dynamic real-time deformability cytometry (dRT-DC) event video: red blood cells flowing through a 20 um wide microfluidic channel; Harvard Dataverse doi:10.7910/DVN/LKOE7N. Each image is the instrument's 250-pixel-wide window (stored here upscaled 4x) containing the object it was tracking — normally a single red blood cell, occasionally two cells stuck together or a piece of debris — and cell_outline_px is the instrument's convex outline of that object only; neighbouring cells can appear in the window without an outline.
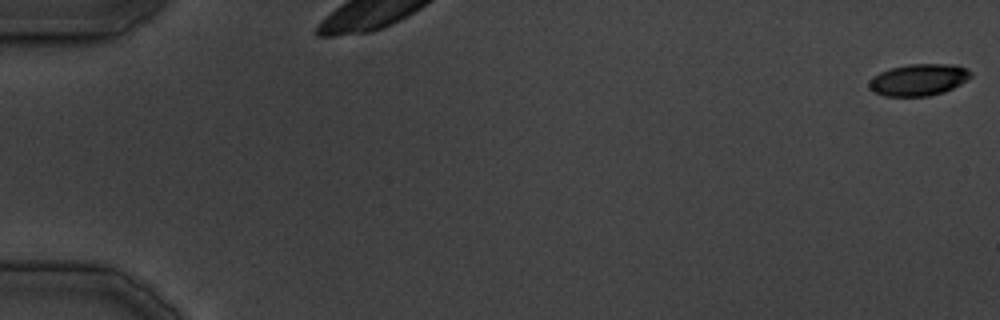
{"species": "common noctule bat (a hibernating species)", "species_latin": "Nyctalus noctula", "temperature_condition": "cold", "stored_images_in_passage": 16, "camera_frame_rate_fps": 3000, "um_per_image_px": 0.085, "animal": {"sex": "male", "body_mass_g": 19.5, "forearm_length_mm": 54.6}, "frame": {"image": 1, "passage_image": 1, "time_ms": 0.0, "image_size_px": [1000, 320], "cell_outline_px": [[972, 76], [960, 84], [944, 92], [928, 96], [884, 96], [872, 92], [868, 88], [868, 80], [872, 76], [888, 68], [908, 64], [956, 64], [968, 68], [972, 72]], "centroid_in_image_um": [78.05, 6.77], "position_along_channel_um": 6.9, "area_um2": 19.19}}
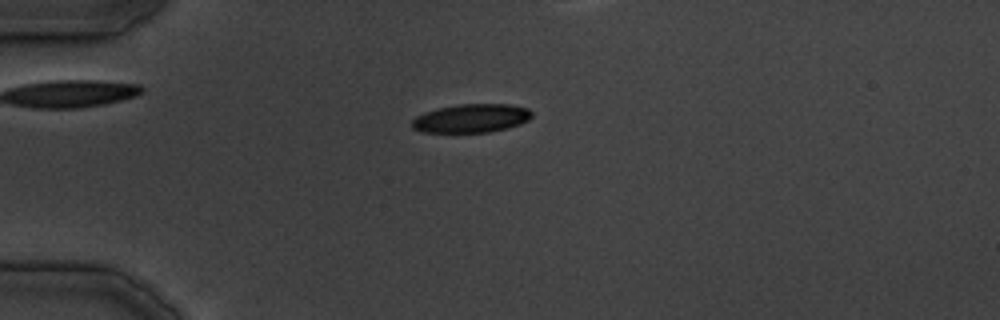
{"frame": {"image": 2, "passage_image": 11, "time_ms": 12.333, "image_size_px": [1000, 320], "cell_outline_px": [[532, 116], [528, 120], [520, 124], [508, 128], [488, 132], [424, 132], [412, 128], [412, 120], [416, 116], [424, 112], [436, 108], [456, 104], [512, 104], [528, 108], [532, 112]], "centroid_in_image_um": [40.07, 10.04], "position_along_channel_um": 44.9, "area_um2": 20.11}}